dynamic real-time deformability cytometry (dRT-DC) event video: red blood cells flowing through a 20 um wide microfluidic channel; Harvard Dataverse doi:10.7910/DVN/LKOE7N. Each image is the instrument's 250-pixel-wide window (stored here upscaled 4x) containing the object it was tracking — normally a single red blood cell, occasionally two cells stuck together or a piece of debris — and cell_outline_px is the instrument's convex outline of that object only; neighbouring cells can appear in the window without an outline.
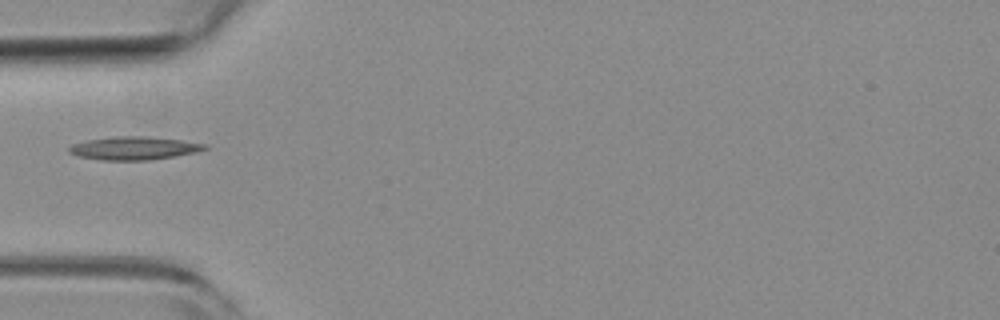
{"species": "common noctule bat (a hibernating species)", "species_latin": "Nyctalus noctula", "temperature_condition": "room temperature", "stored_images_in_passage": 35, "camera_frame_rate_fps": 3000, "um_per_image_px": 0.085, "animal": {"sex": "female", "body_mass_g": 19.3, "forearm_length_mm": 54.1}, "frame": {"image": 1, "passage_image": 1, "time_ms": 0.0, "image_size_px": [1000, 320], "cell_outline_px": [[208, 148], [196, 152], [148, 160], [100, 160], [76, 156], [68, 152], [68, 148], [72, 144], [88, 140], [116, 136], [148, 136], [180, 140], [208, 144]], "centroid_in_image_um": [11.36, 12.59], "position_along_channel_um": 73.6, "area_um2": 18.26}}
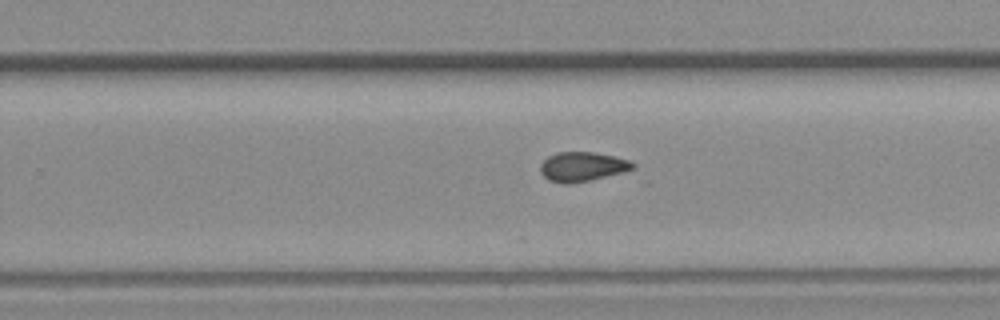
{"frame": {"image": 2, "passage_image": 15, "time_ms": 4.667, "image_size_px": [1000, 320], "cell_outline_px": [[636, 168], [624, 172], [592, 180], [568, 184], [564, 184], [548, 180], [540, 172], [540, 164], [548, 156], [556, 152], [596, 152], [616, 156], [632, 160], [636, 164]], "centroid_in_image_um": [49.54, 14.16], "position_along_channel_um": 280.3, "area_um2": 16.24}}
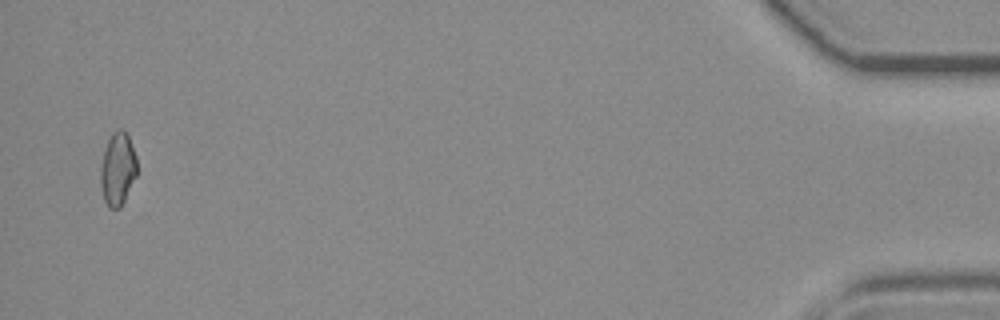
{"frame": {"image": 3, "passage_image": 34, "time_ms": 11.0, "image_size_px": [1000, 320], "cell_outline_px": [[136, 176], [120, 208], [108, 208], [104, 200], [100, 188], [100, 168], [104, 152], [108, 140], [112, 132], [116, 128], [124, 128], [128, 136], [136, 156]], "centroid_in_image_um": [9.99, 14.35], "position_along_channel_um": 425.2, "area_um2": 15.55}}